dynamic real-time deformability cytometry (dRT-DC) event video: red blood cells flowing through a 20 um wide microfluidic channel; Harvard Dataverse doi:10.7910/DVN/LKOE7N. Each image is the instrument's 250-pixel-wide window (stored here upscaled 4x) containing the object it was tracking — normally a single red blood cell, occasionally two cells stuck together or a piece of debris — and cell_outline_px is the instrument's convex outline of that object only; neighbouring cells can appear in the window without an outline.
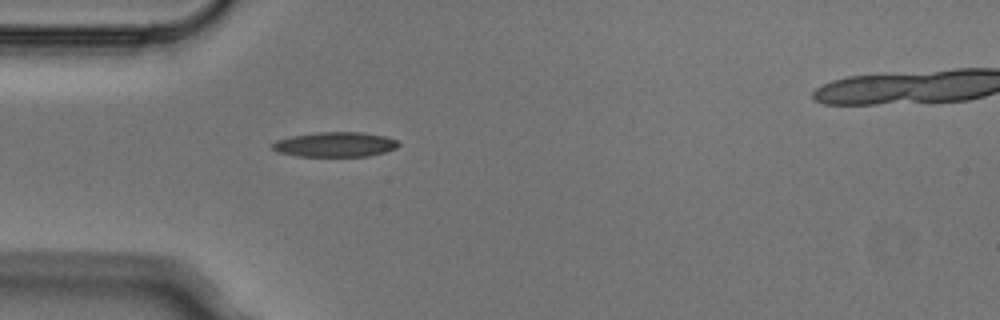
{"species": "Egyptian fruit bat (a non-hibernating species)", "species_latin": "Rousettus aegyptiacus", "temperature_condition": "cold", "stored_images_in_passage": 2, "camera_frame_rate_fps": 3000, "um_per_image_px": 0.085, "animal": {"sex": "male"}, "frame": {"image": 1, "passage_image": 1, "time_ms": 0.0, "image_size_px": [1000, 320], "cell_outline_px": [[400, 144], [396, 148], [384, 152], [368, 156], [296, 156], [276, 152], [272, 148], [272, 144], [276, 140], [292, 136], [320, 132], [360, 132], [384, 136], [396, 140]], "centroid_in_image_um": [28.46, 12.28], "position_along_channel_um": 56.5, "area_um2": 18.15}}